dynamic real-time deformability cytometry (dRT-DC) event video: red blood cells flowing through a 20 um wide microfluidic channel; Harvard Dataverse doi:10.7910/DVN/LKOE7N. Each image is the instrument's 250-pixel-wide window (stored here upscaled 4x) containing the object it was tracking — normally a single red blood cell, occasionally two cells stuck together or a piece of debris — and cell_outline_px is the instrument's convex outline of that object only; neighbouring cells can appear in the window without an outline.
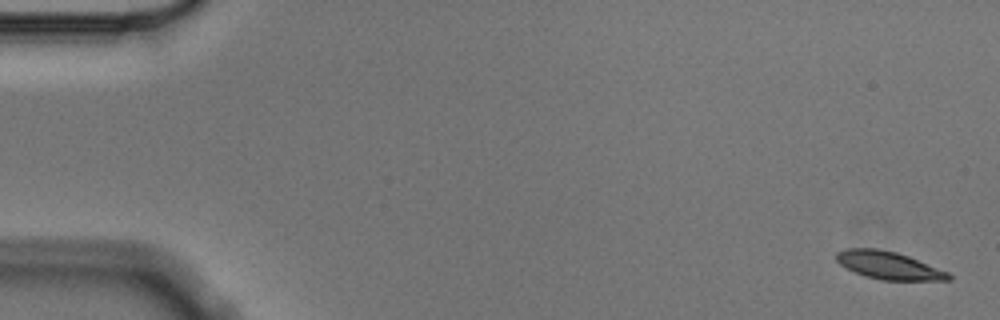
{"species": "Egyptian fruit bat (a non-hibernating species)", "species_latin": "Rousettus aegyptiacus", "temperature_condition": "cold", "stored_images_in_passage": 5, "camera_frame_rate_fps": 3000, "um_per_image_px": 0.085, "animal": {"sex": "male"}, "frame": {"image": 1, "passage_image": 1, "time_ms": 0.0, "image_size_px": [1000, 320], "cell_outline_px": [[952, 280], [880, 280], [864, 276], [840, 264], [836, 260], [836, 252], [844, 248], [876, 248], [896, 252], [908, 256], [948, 272], [952, 276]], "centroid_in_image_um": [75.52, 22.55], "position_along_channel_um": 9.5, "area_um2": 18.03}}
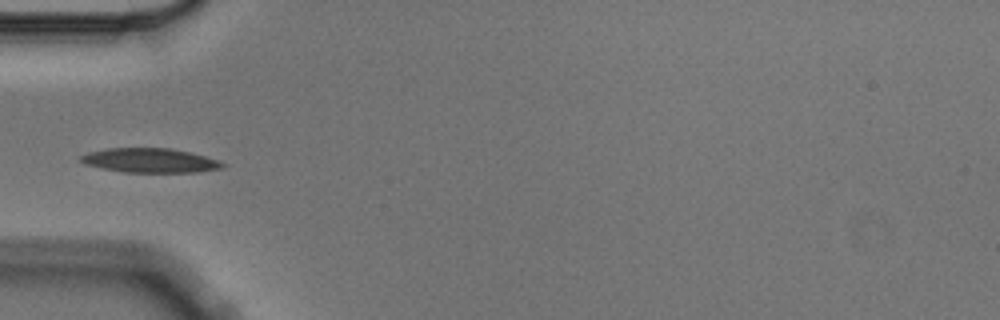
{"frame": {"image": 2, "passage_image": 5, "time_ms": 1.333, "image_size_px": [1000, 320], "cell_outline_px": [[228, 164], [224, 168], [200, 172], [124, 172], [100, 168], [84, 164], [80, 160], [80, 156], [88, 152], [104, 148], [168, 148], [188, 152], [204, 156]], "centroid_in_image_um": [12.73, 13.64], "position_along_channel_um": 72.3, "area_um2": 20.17}}